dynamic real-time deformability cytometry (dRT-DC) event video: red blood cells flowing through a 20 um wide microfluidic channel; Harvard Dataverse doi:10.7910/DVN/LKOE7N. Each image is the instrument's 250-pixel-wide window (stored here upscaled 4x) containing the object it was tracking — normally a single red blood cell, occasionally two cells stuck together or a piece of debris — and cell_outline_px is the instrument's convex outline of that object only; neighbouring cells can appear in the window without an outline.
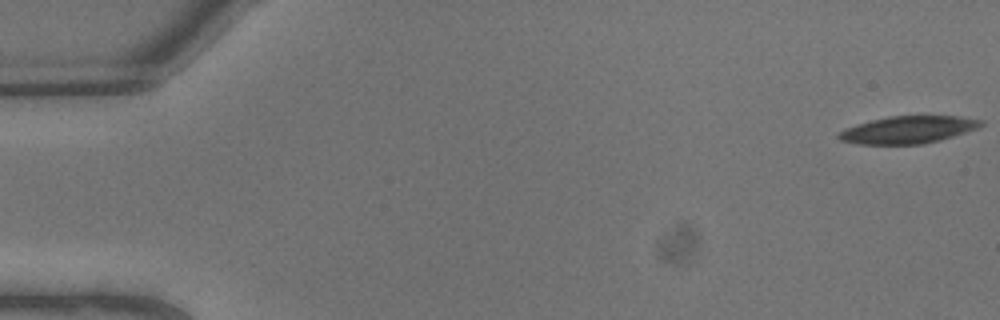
{"species": "common noctule bat (a hibernating species)", "species_latin": "Nyctalus noctula", "temperature_condition": "warm", "stored_images_in_passage": 7, "camera_frame_rate_fps": 3000, "um_per_image_px": 0.085, "animal": {"sex": "male", "body_mass_g": 13.3}, "frame": {"image": 1, "passage_image": 1, "time_ms": 0.0, "image_size_px": [1000, 320], "cell_outline_px": [[984, 124], [976, 128], [940, 140], [924, 144], [860, 144], [840, 140], [836, 136], [844, 128], [856, 124], [888, 116], [960, 116], [984, 120]], "centroid_in_image_um": [77.17, 11.02], "position_along_channel_um": 7.8, "area_um2": 22.54}}
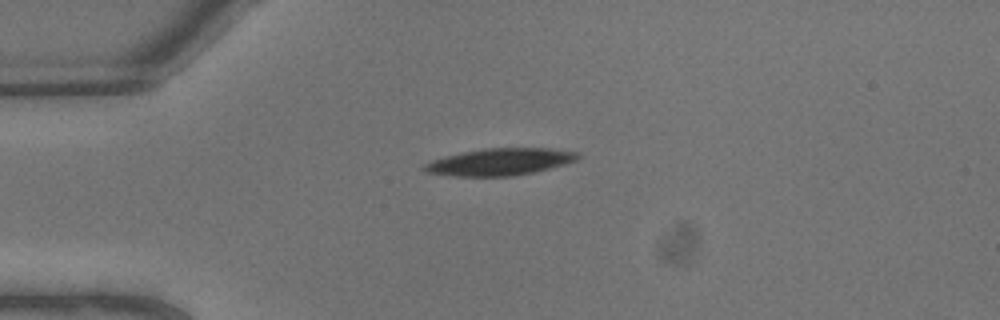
{"frame": {"image": 2, "passage_image": 6, "time_ms": 1.667, "image_size_px": [1000, 320], "cell_outline_px": [[580, 156], [576, 160], [564, 164], [532, 172], [512, 176], [452, 176], [424, 172], [420, 168], [424, 164], [432, 160], [464, 152], [488, 148], [548, 148], [576, 152]], "centroid_in_image_um": [42.44, 13.76], "position_along_channel_um": 42.6, "area_um2": 23.81}}